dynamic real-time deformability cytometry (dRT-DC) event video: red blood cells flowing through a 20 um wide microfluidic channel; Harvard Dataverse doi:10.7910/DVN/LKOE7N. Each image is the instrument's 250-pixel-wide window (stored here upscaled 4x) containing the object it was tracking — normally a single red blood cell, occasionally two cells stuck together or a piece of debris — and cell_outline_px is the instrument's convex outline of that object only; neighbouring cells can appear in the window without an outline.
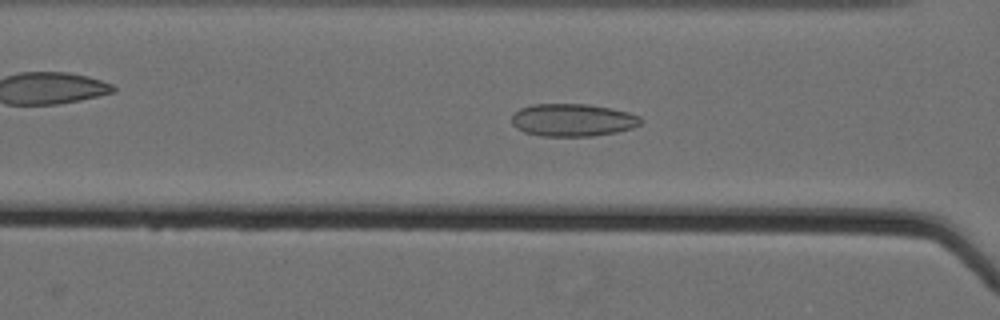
{"species": "Egyptian fruit bat (a non-hibernating species)", "species_latin": "Rousettus aegyptiacus", "temperature_condition": "cold", "stored_images_in_passage": 60, "camera_frame_rate_fps": 3000, "um_per_image_px": 0.085, "animal": {"sex": "female"}, "frame": {"image": 1, "passage_image": 28, "time_ms": 9.0, "image_size_px": [1000, 320], "cell_outline_px": [[644, 120], [640, 124], [632, 128], [616, 132], [592, 136], [540, 136], [524, 132], [516, 128], [512, 124], [512, 116], [520, 108], [532, 104], [588, 104], [628, 112], [640, 116]], "centroid_in_image_um": [48.68, 10.21], "position_along_channel_um": 117.9, "area_um2": 24.57}}
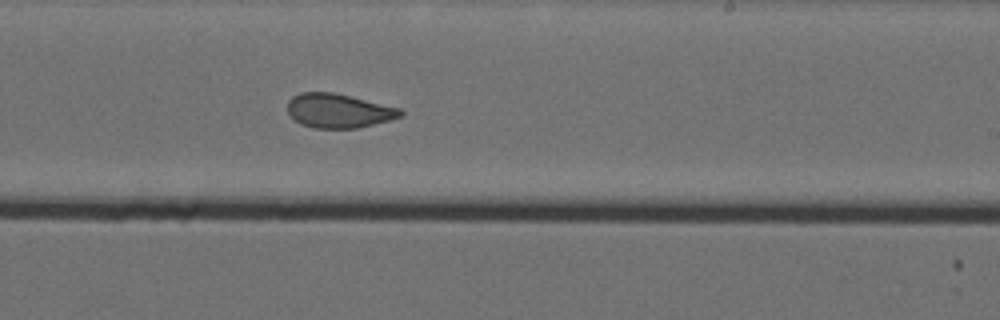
{"frame": {"image": 2, "passage_image": 40, "time_ms": 13.0, "image_size_px": [1000, 320], "cell_outline_px": [[404, 112], [400, 116], [388, 120], [356, 128], [316, 128], [300, 124], [288, 112], [288, 100], [292, 96], [300, 92], [332, 92], [352, 96], [400, 108]], "centroid_in_image_um": [28.75, 9.4], "position_along_channel_um": 260.2, "area_um2": 22.31}}
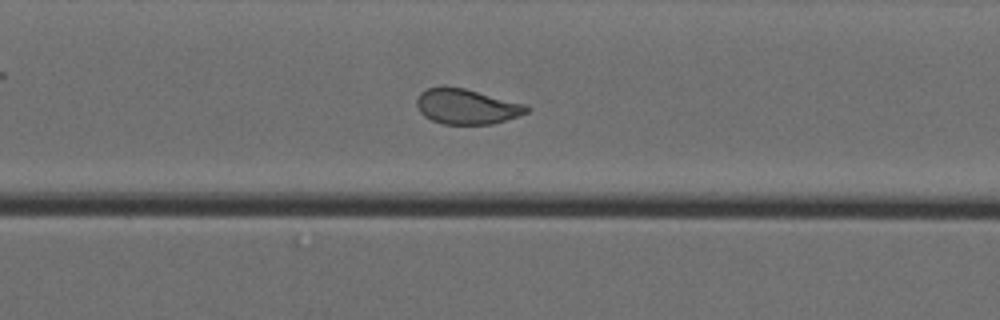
{"frame": {"image": 3, "passage_image": 46, "time_ms": 15.0, "image_size_px": [1000, 320], "cell_outline_px": [[532, 108], [528, 112], [520, 116], [492, 124], [444, 124], [432, 120], [424, 116], [420, 112], [416, 104], [416, 100], [420, 92], [428, 88], [464, 88], [524, 104]], "centroid_in_image_um": [39.68, 9.08], "position_along_channel_um": 330.9, "area_um2": 22.25}, "authors_computed_cell_mechanics": {"area_um2": 25.2008, "velocity_mm_per_s": 3.5522, "shape_relaxation_time_tau1_ms": 8.6664, "shape_relaxation_time_tau2_ms": 1.9804, "deformation_change_tau1": 0.157, "deformation_change_tau2": 0.0695}}